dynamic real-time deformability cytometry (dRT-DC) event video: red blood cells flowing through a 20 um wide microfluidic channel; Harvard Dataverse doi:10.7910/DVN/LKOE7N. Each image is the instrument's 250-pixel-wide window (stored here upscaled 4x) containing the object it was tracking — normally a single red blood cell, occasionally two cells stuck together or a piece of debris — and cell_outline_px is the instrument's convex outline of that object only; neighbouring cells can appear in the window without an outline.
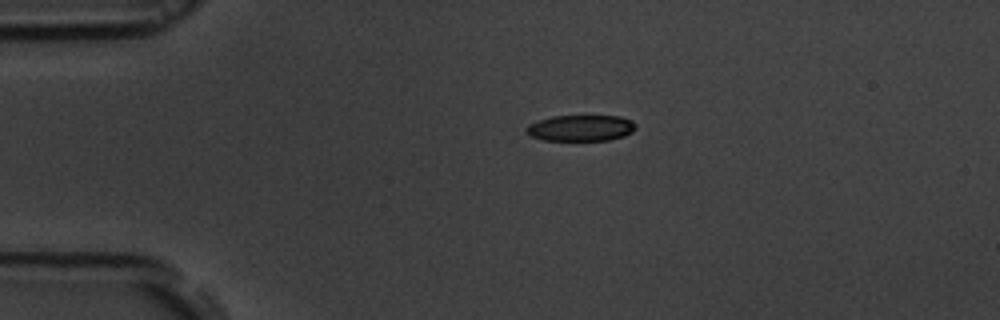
{"species": "common noctule bat (a hibernating species)", "species_latin": "Nyctalus noctula", "temperature_condition": "room temperature", "stored_images_in_passage": 44, "camera_frame_rate_fps": 3000, "um_per_image_px": 0.085, "animal": {"sex": "male", "body_mass_g": 19.5, "forearm_length_mm": 54.6}, "frame": {"image": 1, "passage_image": 1, "time_ms": 0.0, "image_size_px": [1000, 320], "cell_outline_px": [[636, 128], [632, 132], [624, 136], [608, 140], [544, 140], [528, 136], [524, 128], [528, 124], [552, 116], [620, 116], [632, 120], [636, 124]], "centroid_in_image_um": [49.35, 10.88], "position_along_channel_um": 35.6, "area_um2": 16.76}}
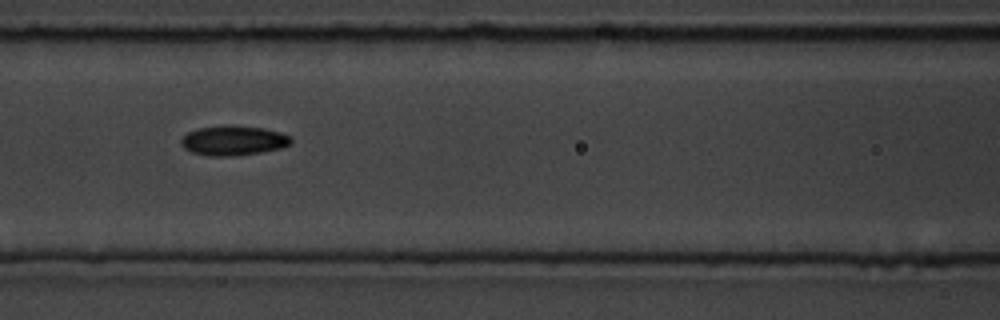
{"frame": {"image": 2, "passage_image": 13, "time_ms": 4.0, "image_size_px": [1000, 320], "cell_outline_px": [[292, 144], [280, 148], [260, 152], [228, 156], [208, 156], [192, 152], [184, 148], [180, 144], [180, 140], [188, 132], [196, 128], [264, 128], [280, 132], [292, 136]], "centroid_in_image_um": [19.85, 11.99], "position_along_channel_um": 146.7, "area_um2": 18.26}}
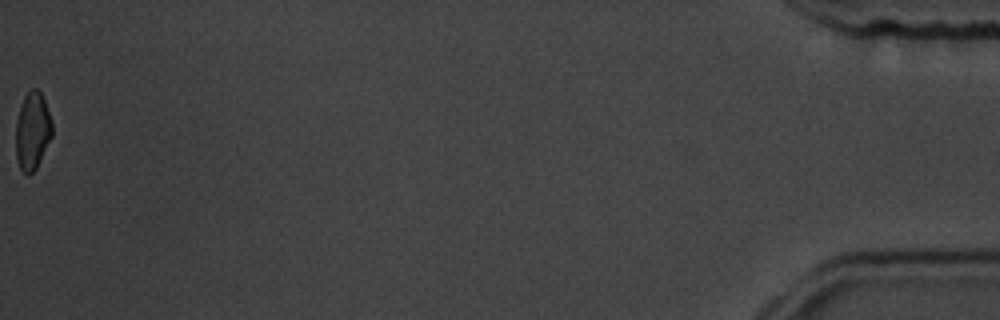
{"frame": {"image": 3, "passage_image": 44, "time_ms": 14.333, "image_size_px": [1000, 320], "cell_outline_px": [[52, 136], [36, 168], [28, 176], [20, 168], [16, 160], [16, 120], [20, 104], [24, 96], [32, 88], [36, 88], [40, 92], [44, 100], [52, 120]], "centroid_in_image_um": [2.75, 11.12], "position_along_channel_um": 432.5, "area_um2": 16.47}, "authors_computed_cell_mechanics": {"area_um2": 17.8891, "velocity_mm_per_s": 3.7576, "shape_relaxation_time_tau1_ms": 3.477, "shape_relaxation_time_tau2_ms": 6.8169, "deformation_change_tau1": 0.0947, "deformation_change_tau2": 0.1215}}